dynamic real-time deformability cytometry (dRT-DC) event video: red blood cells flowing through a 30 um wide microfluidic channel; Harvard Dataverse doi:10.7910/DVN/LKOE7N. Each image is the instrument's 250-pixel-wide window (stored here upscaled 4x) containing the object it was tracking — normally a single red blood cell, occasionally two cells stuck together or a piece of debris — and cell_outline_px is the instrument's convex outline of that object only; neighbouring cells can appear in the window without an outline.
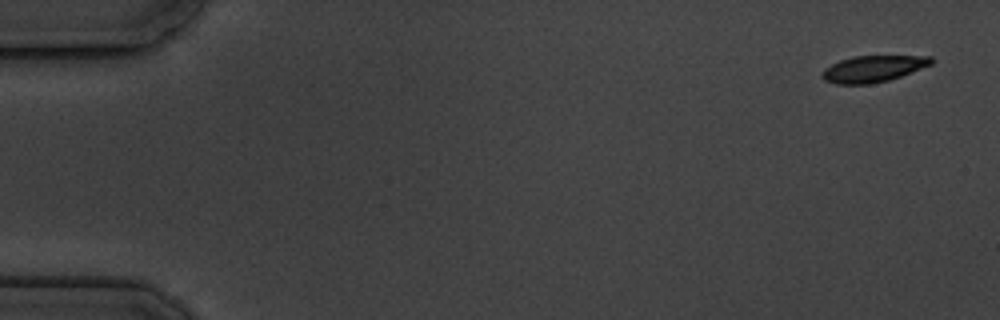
{"species": "common noctule bat (a hibernating species)", "species_latin": "Nyctalus noctula", "temperature_condition": "cold", "stored_images_in_passage": 5, "camera_frame_rate_fps": 3000, "um_per_image_px": 0.085, "animal": {"sex": "male", "body_mass_g": 19.5, "forearm_length_mm": 54.6}, "frame": {"image": 1, "passage_image": 1, "time_ms": 0.0, "image_size_px": [1000, 320], "cell_outline_px": [[932, 64], [900, 76], [888, 80], [872, 84], [836, 84], [824, 80], [820, 76], [824, 68], [840, 60], [852, 56], [932, 56]], "centroid_in_image_um": [74.17, 5.85], "position_along_channel_um": 10.8, "area_um2": 16.76}}
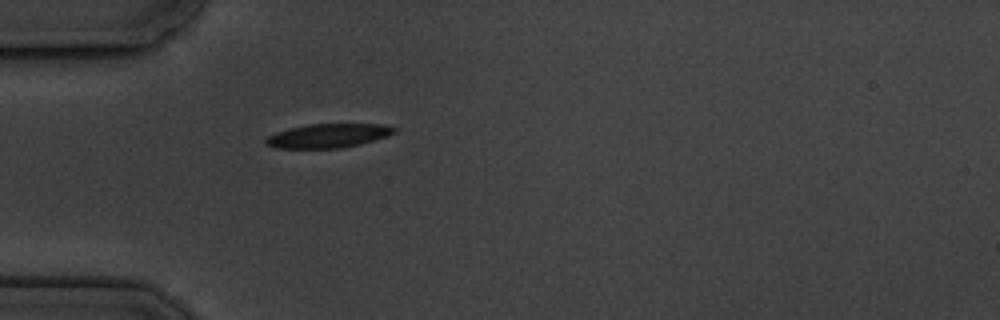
{"frame": {"image": 2, "passage_image": 5, "time_ms": 5.0, "image_size_px": [1000, 320], "cell_outline_px": [[396, 132], [388, 136], [360, 144], [344, 148], [276, 148], [264, 144], [264, 140], [268, 136], [276, 132], [288, 128], [308, 124], [380, 124], [396, 128]], "centroid_in_image_um": [27.87, 11.54], "position_along_channel_um": 57.1, "area_um2": 18.03}}